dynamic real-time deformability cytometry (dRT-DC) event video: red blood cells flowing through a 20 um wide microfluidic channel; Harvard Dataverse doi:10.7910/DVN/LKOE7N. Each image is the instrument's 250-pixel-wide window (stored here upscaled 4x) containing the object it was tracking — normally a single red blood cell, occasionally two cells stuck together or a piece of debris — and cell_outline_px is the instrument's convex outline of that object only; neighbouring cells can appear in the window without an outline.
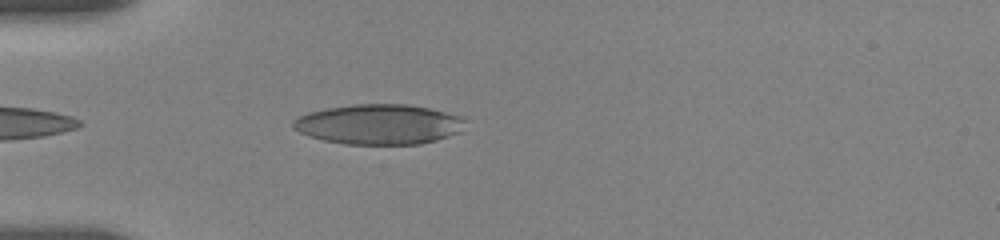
{"species": "human", "species_latin": "Homo sapiens", "temperature_condition": "room temperature", "stored_images_in_passage": 24, "camera_frame_rate_fps": 3000, "um_per_image_px": 0.085, "donor": {"sex": "female"}, "frame": {"image": 1, "passage_image": 2, "time_ms": 0.333, "image_size_px": [1000, 240], "cell_outline_px": [[464, 120], [460, 132], [436, 140], [420, 144], [344, 144], [324, 140], [308, 136], [292, 128], [292, 120], [308, 112], [324, 108], [356, 104], [408, 104], [428, 108], [460, 116]], "centroid_in_image_um": [32.15, 10.56], "position_along_channel_um": 52.8, "area_um2": 40.11}}
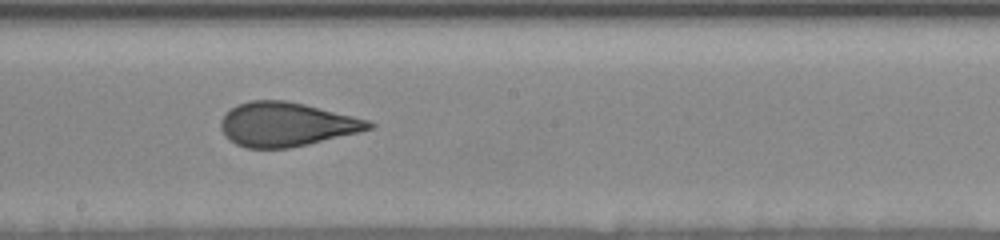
{"frame": {"image": 2, "passage_image": 12, "time_ms": 5.333, "image_size_px": [1000, 240], "cell_outline_px": [[376, 124], [372, 128], [360, 132], [308, 144], [288, 148], [248, 148], [236, 144], [228, 140], [224, 136], [220, 128], [220, 120], [236, 104], [248, 100], [284, 100], [304, 104], [368, 120]], "centroid_in_image_um": [24.31, 10.57], "position_along_channel_um": 223.9, "area_um2": 37.92}}
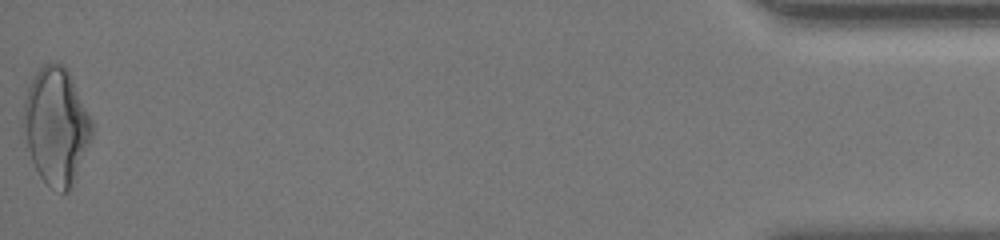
{"frame": {"image": 3, "passage_image": 24, "time_ms": 13.333, "image_size_px": [1000, 240], "cell_outline_px": [[92, 136], [68, 192], [60, 192], [48, 184], [40, 176], [24, 148], [20, 124], [20, 120], [24, 100], [28, 88], [36, 72], [44, 64], [64, 64], [68, 68], [92, 120]], "centroid_in_image_um": [4.71, 10.69], "position_along_channel_um": 430.5, "area_um2": 46.99}, "authors_computed_cell_mechanics": {"area_um2": 38.5526, "velocity_mm_per_s": 3.6688, "shape_relaxation_time_tau1_ms": 8.3755, "shape_relaxation_time_tau2_ms": 1.1719, "deformation_change_tau1": 0.2176, "deformation_change_tau2": 0.0946}}